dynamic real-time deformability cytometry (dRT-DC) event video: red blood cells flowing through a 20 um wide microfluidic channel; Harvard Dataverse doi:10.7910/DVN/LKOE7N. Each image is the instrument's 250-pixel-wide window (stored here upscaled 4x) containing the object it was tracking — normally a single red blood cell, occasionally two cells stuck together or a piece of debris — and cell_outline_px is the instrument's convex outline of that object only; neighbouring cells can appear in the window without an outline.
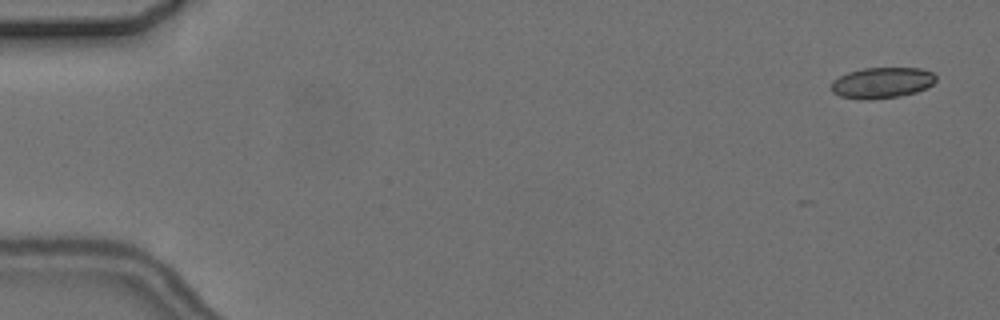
{"species": "common noctule bat (a hibernating species)", "species_latin": "Nyctalus noctula", "temperature_condition": "cold", "stored_images_in_passage": 6, "camera_frame_rate_fps": 3000, "um_per_image_px": 0.085, "animal": {"sex": "female", "body_mass_g": 24.6, "forearm_length_mm": 56.2}, "frame": {"image": 1, "passage_image": 1, "time_ms": 0.0, "image_size_px": [1000, 320], "cell_outline_px": [[936, 80], [932, 84], [916, 92], [900, 96], [868, 100], [856, 100], [840, 96], [832, 92], [832, 80], [848, 72], [864, 68], [920, 68], [932, 72], [936, 76]], "centroid_in_image_um": [74.94, 7.04], "position_along_channel_um": 10.1, "area_um2": 18.9}}